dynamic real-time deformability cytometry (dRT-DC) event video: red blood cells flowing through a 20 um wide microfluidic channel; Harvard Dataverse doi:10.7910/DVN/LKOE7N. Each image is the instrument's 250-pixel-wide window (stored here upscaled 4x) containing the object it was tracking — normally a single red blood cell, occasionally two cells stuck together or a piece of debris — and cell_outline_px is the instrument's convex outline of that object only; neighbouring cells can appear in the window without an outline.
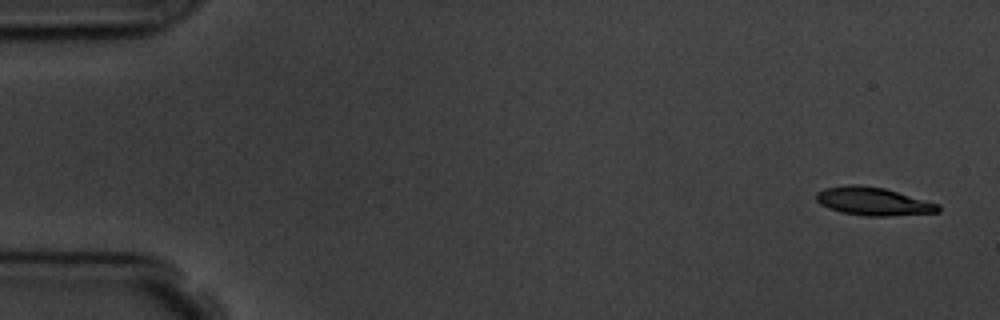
{"species": "common noctule bat (a hibernating species)", "species_latin": "Nyctalus noctula", "temperature_condition": "room temperature", "stored_images_in_passage": 5, "camera_frame_rate_fps": 3000, "um_per_image_px": 0.085, "animal": {"sex": "male", "body_mass_g": 19.5, "forearm_length_mm": 54.6}, "frame": {"image": 1, "passage_image": 1, "time_ms": 0.0, "image_size_px": [1000, 320], "cell_outline_px": [[940, 212], [888, 216], [864, 216], [840, 212], [828, 208], [820, 204], [816, 200], [816, 192], [824, 188], [848, 184], [860, 184], [884, 188], [940, 204]], "centroid_in_image_um": [74.2, 17.11], "position_along_channel_um": 10.8, "area_um2": 20.17}}
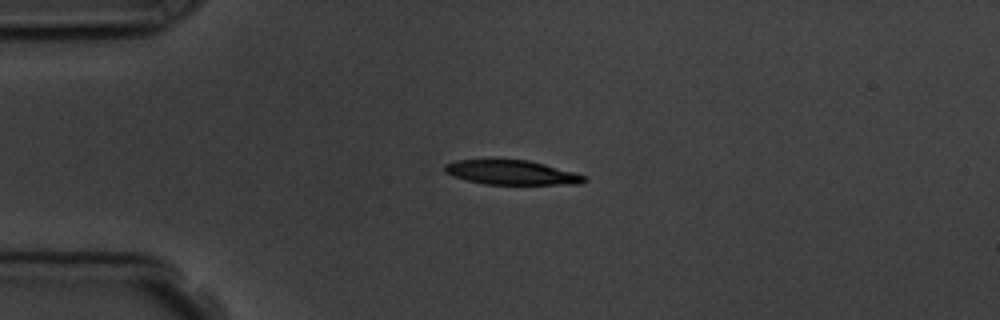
{"frame": {"image": 2, "passage_image": 4, "time_ms": 3.667, "image_size_px": [1000, 320], "cell_outline_px": [[588, 180], [580, 184], [484, 184], [468, 180], [444, 172], [444, 164], [456, 160], [528, 160], [576, 172], [584, 176]], "centroid_in_image_um": [43.51, 14.66], "position_along_channel_um": 41.5, "area_um2": 19.65}}